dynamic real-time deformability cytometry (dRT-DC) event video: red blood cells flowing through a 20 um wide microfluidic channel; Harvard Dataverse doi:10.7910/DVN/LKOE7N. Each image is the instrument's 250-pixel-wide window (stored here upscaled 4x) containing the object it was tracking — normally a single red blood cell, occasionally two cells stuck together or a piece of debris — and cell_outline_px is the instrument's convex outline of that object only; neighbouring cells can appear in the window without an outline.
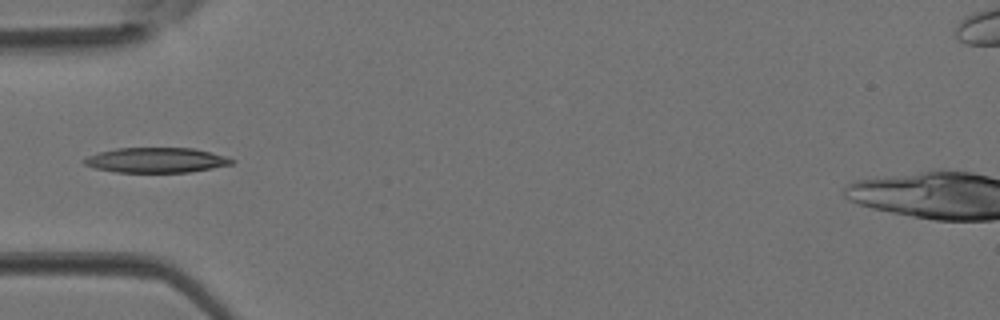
{"species": "Egyptian fruit bat (a non-hibernating species)", "species_latin": "Rousettus aegyptiacus", "temperature_condition": "room temperature", "stored_images_in_passage": 4, "camera_frame_rate_fps": 3000, "um_per_image_px": 0.085, "animal": {"sex": "female"}, "frame": {"image": 1, "passage_image": 4, "time_ms": 1.0, "image_size_px": [1000, 320], "cell_outline_px": [[236, 160], [232, 164], [212, 168], [188, 172], [116, 172], [92, 168], [84, 164], [80, 160], [88, 156], [100, 152], [116, 148], [192, 148], [212, 152]], "centroid_in_image_um": [13.24, 13.61], "position_along_channel_um": 71.8, "area_um2": 21.56}}